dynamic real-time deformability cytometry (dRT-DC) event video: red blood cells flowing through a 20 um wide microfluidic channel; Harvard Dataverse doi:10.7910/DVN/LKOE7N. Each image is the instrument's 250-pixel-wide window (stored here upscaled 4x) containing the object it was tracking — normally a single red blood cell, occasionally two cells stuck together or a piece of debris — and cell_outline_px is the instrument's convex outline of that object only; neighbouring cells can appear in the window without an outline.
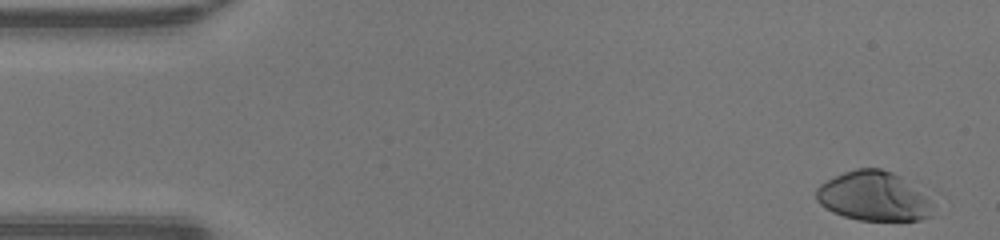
{"species": "human", "species_latin": "Homo sapiens", "temperature_condition": "warm", "stored_images_in_passage": 42, "camera_frame_rate_fps": 3000, "um_per_image_px": 0.085, "donor": {"sex": "male"}, "frame": {"image": 1, "passage_image": 2, "time_ms": 0.333, "image_size_px": [1000, 240], "cell_outline_px": [[932, 216], [920, 220], [860, 220], [844, 216], [832, 212], [824, 208], [816, 200], [816, 188], [820, 184], [844, 172], [856, 168], [880, 168], [892, 172], [900, 176], [924, 196], [928, 200]], "centroid_in_image_um": [74.18, 16.69], "position_along_channel_um": 10.8, "area_um2": 33.06}}
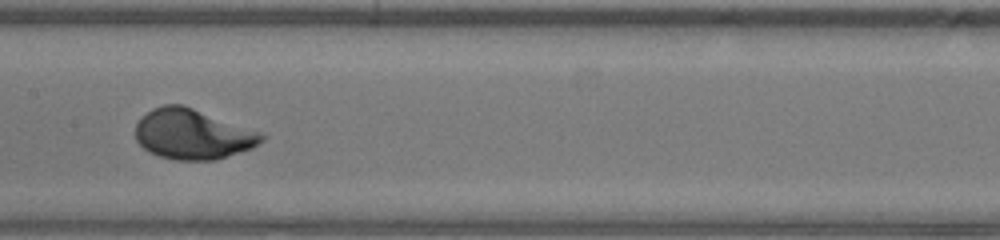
{"frame": {"image": 2, "passage_image": 24, "time_ms": 7.667, "image_size_px": [1000, 240], "cell_outline_px": [[268, 136], [264, 140], [252, 148], [216, 160], [176, 160], [160, 156], [148, 152], [136, 140], [136, 124], [152, 108], [164, 104], [184, 104], [260, 132]], "centroid_in_image_um": [16.39, 11.4], "position_along_channel_um": 191.0, "area_um2": 36.88}}
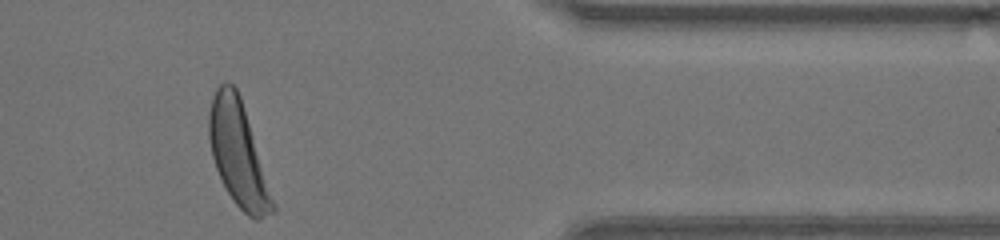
{"frame": {"image": 3, "passage_image": 40, "time_ms": 13.0, "image_size_px": [1000, 240], "cell_outline_px": [[276, 212], [256, 220], [248, 216], [236, 204], [228, 192], [216, 168], [212, 156], [208, 136], [208, 116], [212, 96], [216, 88], [224, 80], [228, 80], [236, 88], [240, 96], [244, 108], [276, 208]], "centroid_in_image_um": [20.21, 13.04], "position_along_channel_um": 391.2, "area_um2": 38.09}, "authors_computed_cell_mechanics": {"area_um2": 35.4314, "velocity_mm_per_s": 4.2681, "shape_relaxation_time_tau1_ms": 2.5716, "shape_relaxation_time_tau2_ms": null, "deformation_change_tau1": 0.1951, "deformation_change_tau2": null}}